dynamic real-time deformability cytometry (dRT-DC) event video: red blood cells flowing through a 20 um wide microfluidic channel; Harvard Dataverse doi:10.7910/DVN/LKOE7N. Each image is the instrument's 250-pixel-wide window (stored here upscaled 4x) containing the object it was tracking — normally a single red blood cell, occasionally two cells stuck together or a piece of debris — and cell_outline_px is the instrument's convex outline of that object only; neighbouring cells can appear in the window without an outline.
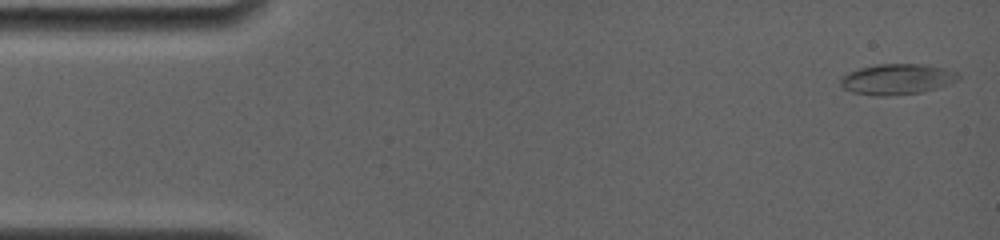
{"species": "common noctule bat (a hibernating species)", "species_latin": "Nyctalus noctula", "temperature_condition": "room temperature", "stored_images_in_passage": 48, "camera_frame_rate_fps": 4000, "um_per_image_px": 0.085, "animal": {"sex": "female", "body_mass_g": 19.0, "forearm_length_mm": 56.7}, "frame": {"image": 1, "passage_image": 1, "time_ms": 0.0, "image_size_px": [1000, 240], "cell_outline_px": [[960, 76], [956, 80], [948, 84], [936, 88], [920, 92], [888, 96], [876, 96], [852, 92], [844, 88], [840, 84], [840, 76], [848, 72], [860, 68], [876, 64], [924, 64], [944, 68], [960, 72]], "centroid_in_image_um": [76.23, 6.72], "position_along_channel_um": 8.8, "area_um2": 21.1}}
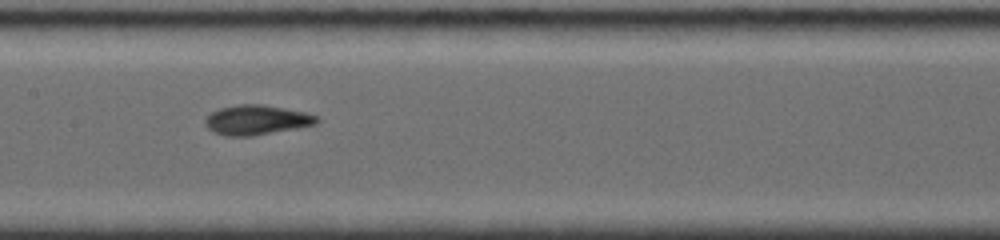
{"frame": {"image": 2, "passage_image": 22, "time_ms": 7.75, "image_size_px": [1000, 240], "cell_outline_px": [[320, 120], [316, 124], [296, 128], [252, 136], [224, 136], [212, 132], [204, 124], [204, 120], [212, 112], [220, 108], [240, 104], [260, 104], [284, 108], [304, 112], [316, 116]], "centroid_in_image_um": [21.77, 10.2], "position_along_channel_um": 185.6, "area_um2": 19.25}}
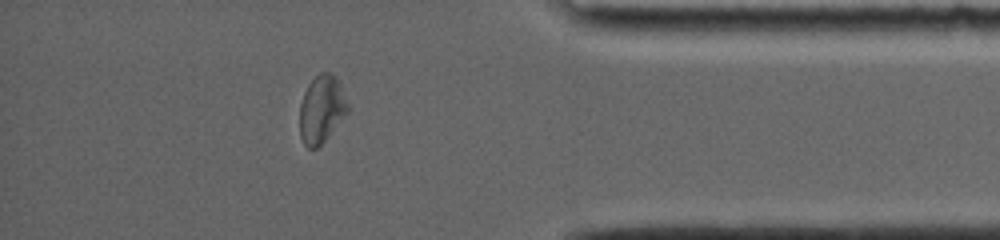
{"frame": {"image": 3, "passage_image": 42, "time_ms": 14.0, "image_size_px": [1000, 240], "cell_outline_px": [[352, 108], [324, 140], [316, 148], [308, 148], [304, 144], [300, 136], [300, 104], [304, 92], [308, 84], [320, 72], [332, 72], [336, 76]], "centroid_in_image_um": [27.36, 9.24], "position_along_channel_um": 407.8, "area_um2": 19.07}, "authors_computed_cell_mechanics": {"area_um2": 18.8428, "velocity_mm_per_s": 3.7917, "shape_relaxation_time_tau1_ms": 5.8768, "shape_relaxation_time_tau2_ms": 2.0656, "deformation_change_tau1": 0.187, "deformation_change_tau2": 0.0761}}